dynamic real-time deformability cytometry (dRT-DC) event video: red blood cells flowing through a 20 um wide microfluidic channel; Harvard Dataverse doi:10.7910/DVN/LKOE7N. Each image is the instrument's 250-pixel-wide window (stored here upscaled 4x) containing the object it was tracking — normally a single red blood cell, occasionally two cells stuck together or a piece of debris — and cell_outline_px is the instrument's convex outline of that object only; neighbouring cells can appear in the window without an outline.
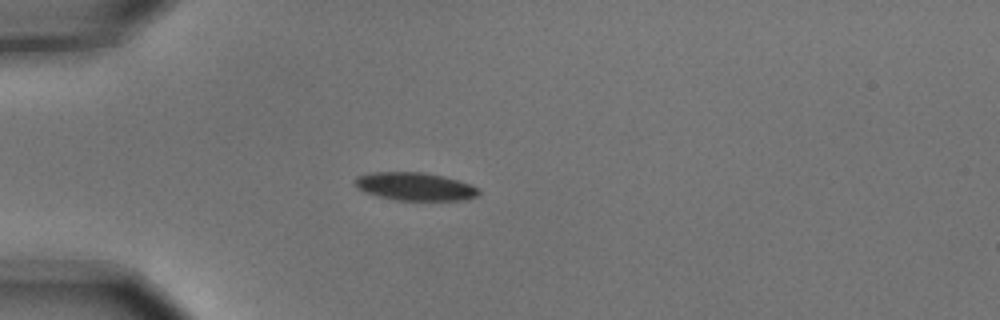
{"species": "common noctule bat (a hibernating species)", "species_latin": "Nyctalus noctula", "temperature_condition": "cold", "stored_images_in_passage": 5, "camera_frame_rate_fps": 3000, "um_per_image_px": 0.085, "animal": {"sex": "male", "body_mass_g": 15.6}, "frame": {"image": 1, "passage_image": 4, "time_ms": 1.0, "image_size_px": [1000, 320], "cell_outline_px": [[480, 192], [476, 196], [464, 200], [396, 200], [364, 192], [356, 188], [352, 180], [356, 176], [372, 172], [420, 172], [444, 176], [480, 188]], "centroid_in_image_um": [35.22, 15.85], "position_along_channel_um": 49.8, "area_um2": 20.23}}